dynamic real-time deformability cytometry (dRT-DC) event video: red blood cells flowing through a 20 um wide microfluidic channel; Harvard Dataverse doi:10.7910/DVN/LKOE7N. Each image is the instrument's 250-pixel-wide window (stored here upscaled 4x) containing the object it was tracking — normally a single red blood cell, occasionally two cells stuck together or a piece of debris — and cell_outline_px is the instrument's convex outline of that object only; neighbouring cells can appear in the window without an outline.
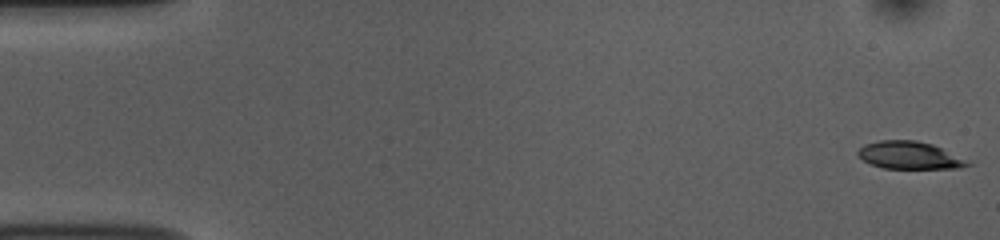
{"species": "common noctule bat (a hibernating species)", "species_latin": "Nyctalus noctula", "temperature_condition": "room temperature", "stored_images_in_passage": 53, "camera_frame_rate_fps": 3000, "um_per_image_px": 0.085, "animal": {"sex": "female", "body_mass_g": 10.0, "forearm_length_mm": 53.1}, "frame": {"image": 1, "passage_image": 1, "time_ms": 0.0, "image_size_px": [1000, 240], "cell_outline_px": [[972, 164], [956, 168], [884, 168], [872, 164], [864, 160], [856, 152], [864, 144], [880, 140], [916, 140], [932, 144]], "centroid_in_image_um": [77.23, 13.19], "position_along_channel_um": 7.8, "area_um2": 17.05}}
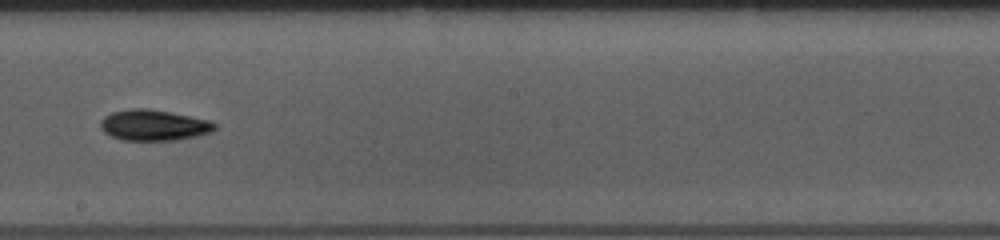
{"frame": {"image": 2, "passage_image": 30, "time_ms": 9.667, "image_size_px": [1000, 240], "cell_outline_px": [[216, 128], [208, 132], [196, 136], [172, 140], [120, 140], [104, 132], [100, 128], [100, 120], [104, 116], [112, 112], [132, 108], [148, 108], [212, 120], [216, 124]], "centroid_in_image_um": [13.04, 10.63], "position_along_channel_um": 235.2, "area_um2": 20.52}}
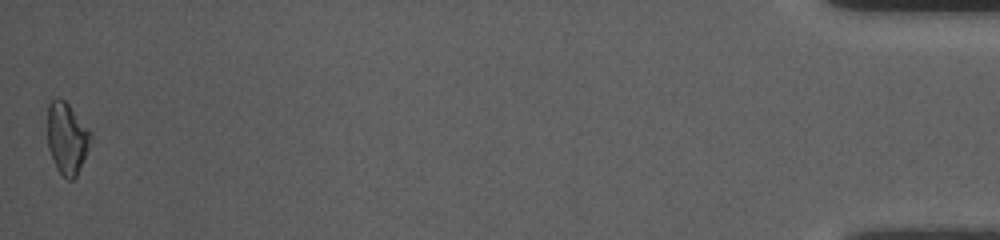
{"frame": {"image": 3, "passage_image": 53, "time_ms": 17.333, "image_size_px": [1000, 240], "cell_outline_px": [[92, 136], [88, 148], [76, 176], [72, 180], [68, 180], [56, 168], [48, 148], [48, 104], [56, 96], [60, 96], [68, 104], [92, 132]], "centroid_in_image_um": [5.68, 11.71], "position_along_channel_um": 429.5, "area_um2": 17.92}, "authors_computed_cell_mechanics": {"area_um2": 18.785, "velocity_mm_per_s": 3.7618, "shape_relaxation_time_tau1_ms": 2.6498, "shape_relaxation_time_tau2_ms": null, "deformation_change_tau1": 0.1151, "deformation_change_tau2": null}}